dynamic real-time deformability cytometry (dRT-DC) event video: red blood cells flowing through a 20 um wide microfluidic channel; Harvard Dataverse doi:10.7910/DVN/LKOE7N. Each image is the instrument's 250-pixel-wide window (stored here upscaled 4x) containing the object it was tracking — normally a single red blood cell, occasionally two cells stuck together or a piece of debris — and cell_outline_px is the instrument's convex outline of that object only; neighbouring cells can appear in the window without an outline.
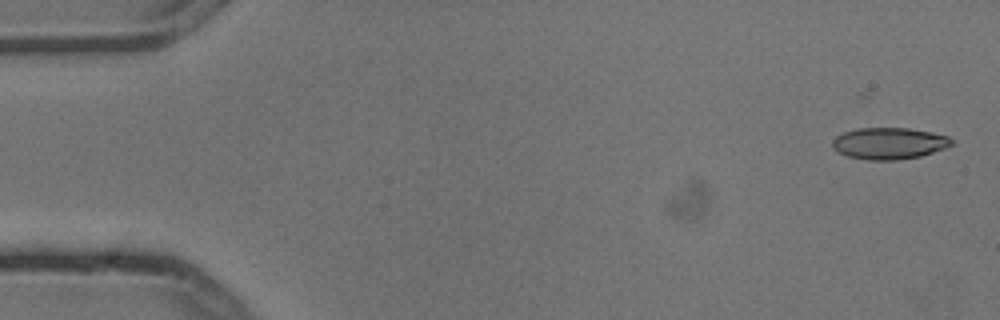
{"species": "common noctule bat (a hibernating species)", "species_latin": "Nyctalus noctula", "temperature_condition": "cold", "stored_images_in_passage": 3, "camera_frame_rate_fps": 3000, "um_per_image_px": 0.085, "animal": {"sex": "male", "body_mass_g": 13.3}, "frame": {"image": 1, "passage_image": 1, "time_ms": 0.0, "image_size_px": [1000, 320], "cell_outline_px": [[956, 144], [920, 156], [896, 160], [868, 160], [848, 156], [836, 152], [832, 148], [832, 140], [836, 136], [844, 132], [856, 128], [908, 128], [948, 136]], "centroid_in_image_um": [75.54, 12.19], "position_along_channel_um": 9.5, "area_um2": 21.96}}